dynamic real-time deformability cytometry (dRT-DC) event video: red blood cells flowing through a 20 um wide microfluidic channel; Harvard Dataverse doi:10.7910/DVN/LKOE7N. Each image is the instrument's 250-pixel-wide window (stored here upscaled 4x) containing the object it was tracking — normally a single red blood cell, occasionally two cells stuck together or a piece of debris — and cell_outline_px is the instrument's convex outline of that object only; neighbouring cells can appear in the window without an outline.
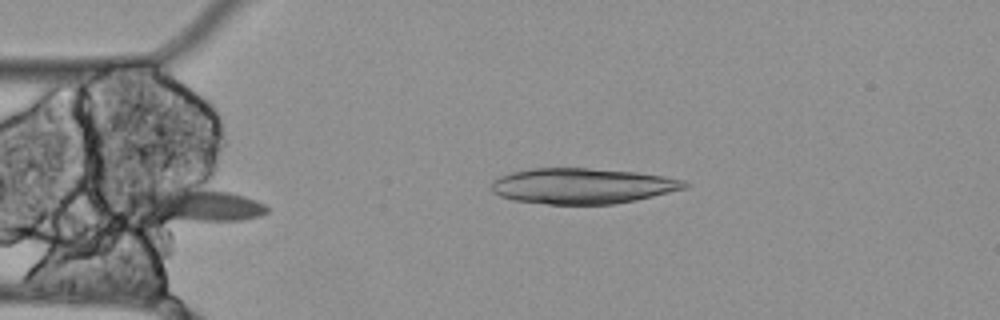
{"species": "Egyptian fruit bat (a non-hibernating species)", "species_latin": "Rousettus aegyptiacus", "temperature_condition": "cold", "stored_images_in_passage": 48, "camera_frame_rate_fps": 3000, "um_per_image_px": 0.085, "animal": {"sex": "female"}, "frame": {"image": 1, "passage_image": 17, "time_ms": 5.333, "image_size_px": [1000, 320], "cell_outline_px": [[268, 212], [260, 216], [240, 220], [156, 220], [132, 212], [120, 200], [128, 192], [168, 176], [244, 196], [256, 200], [264, 204], [268, 208]], "centroid_in_image_um": [16.16, 17.19], "position_along_channel_um": 68.8, "area_um2": 31.27}}
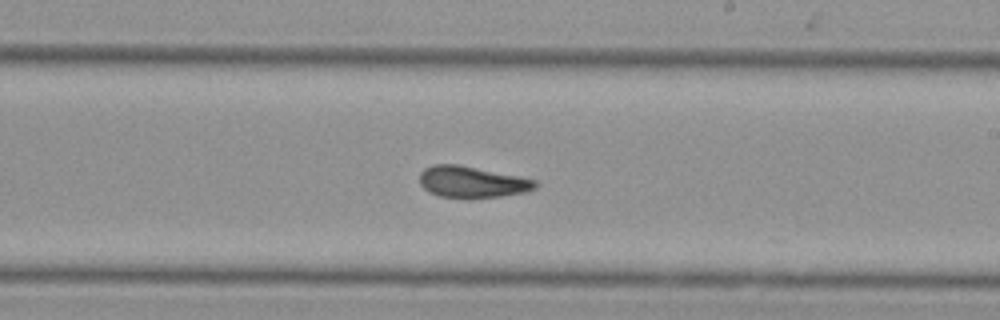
{"frame": {"image": 2, "passage_image": 32, "time_ms": 10.333, "image_size_px": [1000, 320], "cell_outline_px": [[540, 184], [536, 188], [528, 192], [500, 196], [468, 200], [440, 196], [428, 192], [420, 184], [420, 172], [424, 168], [436, 164], [456, 164], [520, 176], [536, 180]], "centroid_in_image_um": [40.15, 15.49], "position_along_channel_um": 248.9, "area_um2": 21.68}}
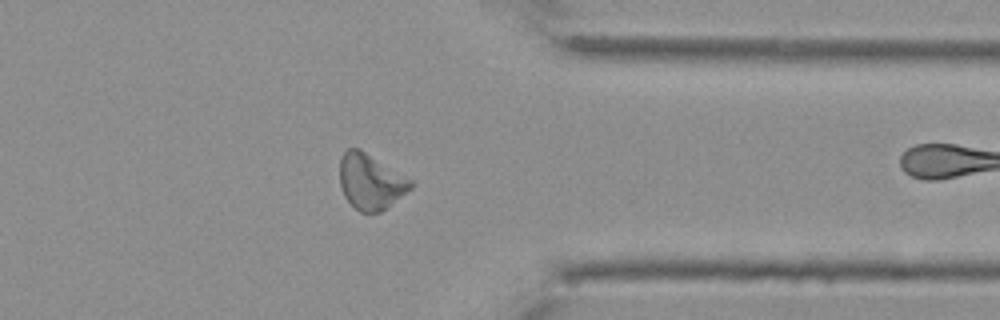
{"frame": {"image": 3, "passage_image": 44, "time_ms": 14.333, "image_size_px": [1000, 320], "cell_outline_px": [[416, 184], [412, 188], [380, 212], [360, 212], [344, 196], [340, 184], [340, 160], [344, 152], [348, 148], [360, 148], [412, 180]], "centroid_in_image_um": [31.5, 15.42], "position_along_channel_um": 379.9, "area_um2": 22.77}, "authors_computed_cell_mechanics": {"area_um2": 22.7154, "velocity_mm_per_s": 3.4442, "shape_relaxation_time_tau1_ms": null, "shape_relaxation_time_tau2_ms": 8.8644, "deformation_change_tau1": null, "deformation_change_tau2": 0.1373}}